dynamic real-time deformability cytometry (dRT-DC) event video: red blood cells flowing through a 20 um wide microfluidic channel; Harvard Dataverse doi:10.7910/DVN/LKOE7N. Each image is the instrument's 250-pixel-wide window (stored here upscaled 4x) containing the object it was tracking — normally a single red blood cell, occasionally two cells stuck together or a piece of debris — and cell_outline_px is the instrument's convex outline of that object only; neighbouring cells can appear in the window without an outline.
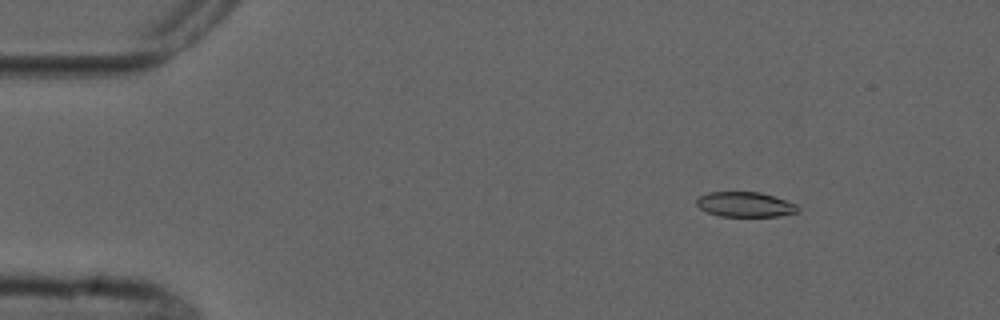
{"species": "common noctule bat (a hibernating species)", "species_latin": "Nyctalus noctula", "temperature_condition": "cold", "stored_images_in_passage": 5, "camera_frame_rate_fps": 3000, "um_per_image_px": 0.085, "animal": {"sex": "male", "forearm_length_mm": 52.5}, "frame": {"image": 1, "passage_image": 2, "time_ms": 1.0, "image_size_px": [1000, 320], "cell_outline_px": [[800, 208], [796, 212], [776, 216], [720, 216], [708, 212], [700, 208], [696, 204], [696, 200], [700, 196], [708, 192], [760, 192], [796, 204]], "centroid_in_image_um": [63.3, 17.37], "position_along_channel_um": 21.7, "area_um2": 14.51}}
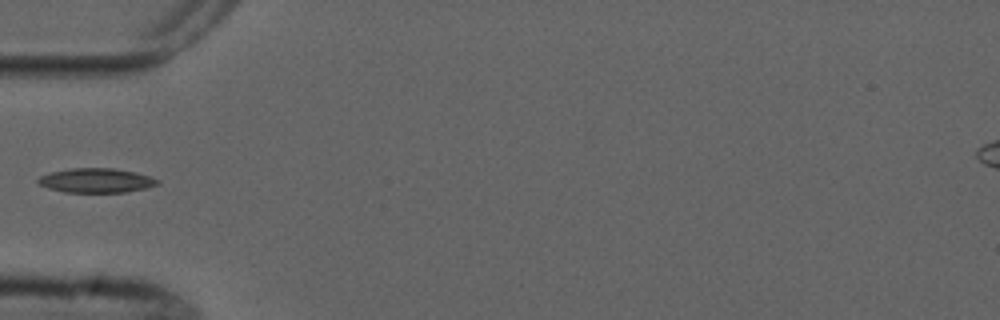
{"frame": {"image": 2, "passage_image": 5, "time_ms": 4.667, "image_size_px": [1000, 320], "cell_outline_px": [[160, 184], [144, 188], [124, 192], [64, 192], [48, 188], [40, 184], [36, 180], [40, 176], [52, 172], [72, 168], [112, 168], [136, 172], [152, 176], [160, 180]], "centroid_in_image_um": [8.21, 15.33], "position_along_channel_um": 76.8, "area_um2": 16.94}}